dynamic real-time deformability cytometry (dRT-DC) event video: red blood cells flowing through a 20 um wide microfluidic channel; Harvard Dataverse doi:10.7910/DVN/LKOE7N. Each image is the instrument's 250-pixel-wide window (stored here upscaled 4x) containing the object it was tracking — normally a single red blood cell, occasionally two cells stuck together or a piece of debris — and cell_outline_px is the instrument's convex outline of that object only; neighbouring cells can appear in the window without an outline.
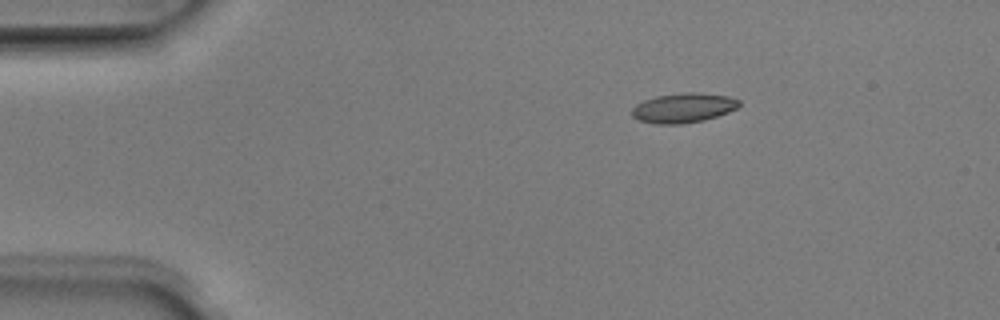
{"species": "Egyptian fruit bat (a non-hibernating species)", "species_latin": "Rousettus aegyptiacus", "temperature_condition": "room temperature", "stored_images_in_passage": 2, "camera_frame_rate_fps": 3000, "um_per_image_px": 0.085, "animal": {"sex": "male"}, "frame": {"image": 1, "passage_image": 1, "time_ms": 0.0, "image_size_px": [1000, 320], "cell_outline_px": [[740, 104], [736, 108], [728, 112], [704, 120], [680, 124], [656, 124], [640, 120], [632, 116], [632, 108], [636, 104], [644, 100], [656, 96], [684, 92], [700, 92], [728, 96], [740, 100]], "centroid_in_image_um": [58.09, 9.16], "position_along_channel_um": 26.9, "area_um2": 18.5}}